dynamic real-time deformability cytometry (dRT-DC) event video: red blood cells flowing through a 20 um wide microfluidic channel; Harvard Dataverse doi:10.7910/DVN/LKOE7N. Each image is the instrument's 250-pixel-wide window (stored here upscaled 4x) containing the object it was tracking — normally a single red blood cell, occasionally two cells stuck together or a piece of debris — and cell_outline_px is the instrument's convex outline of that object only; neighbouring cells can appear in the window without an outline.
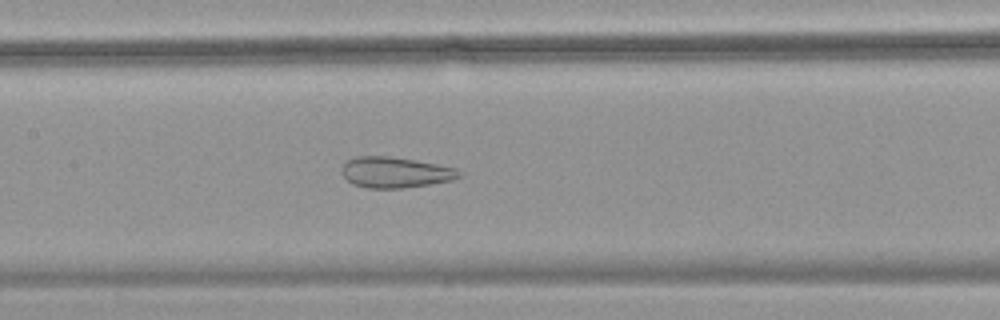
{"species": "common noctule bat (a hibernating species)", "species_latin": "Nyctalus noctula", "temperature_condition": "warm", "stored_images_in_passage": 47, "camera_frame_rate_fps": 3000, "um_per_image_px": 0.085, "animal": {"sex": "female", "body_mass_g": 18.4}, "frame": {"image": 1, "passage_image": 18, "time_ms": 5.667, "image_size_px": [1000, 320], "cell_outline_px": [[460, 176], [452, 180], [428, 184], [400, 188], [368, 188], [352, 184], [340, 172], [340, 168], [348, 160], [356, 156], [388, 156], [436, 164], [456, 168], [460, 172]], "centroid_in_image_um": [33.54, 14.65], "position_along_channel_um": 173.9, "area_um2": 20.81}}
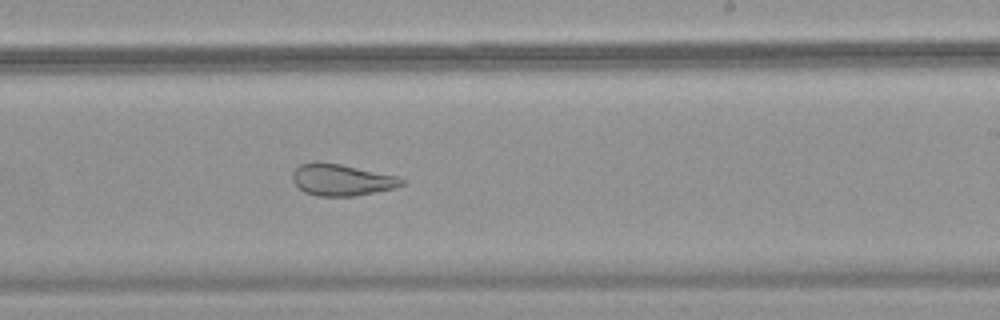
{"frame": {"image": 2, "passage_image": 25, "time_ms": 8.0, "image_size_px": [1000, 320], "cell_outline_px": [[404, 184], [396, 188], [356, 196], [320, 196], [304, 192], [292, 180], [292, 172], [300, 164], [312, 160], [316, 160], [340, 164], [396, 176], [404, 180]], "centroid_in_image_um": [29.0, 15.28], "position_along_channel_um": 260.0, "area_um2": 20.23}}
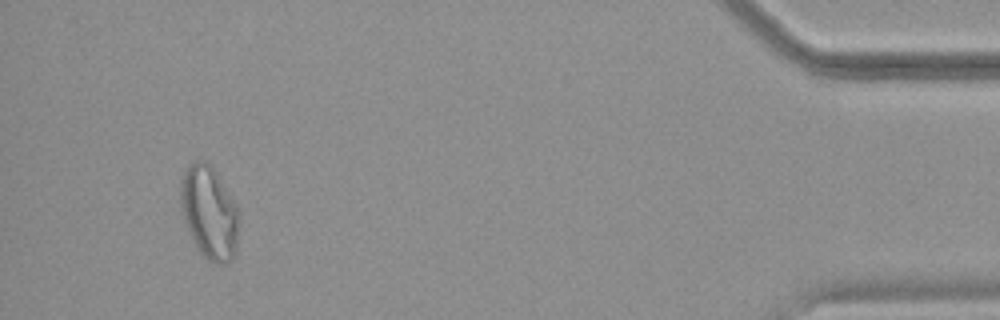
{"frame": {"image": 3, "passage_image": 43, "time_ms": 14.0, "image_size_px": [1000, 320], "cell_outline_px": [[240, 224], [236, 252], [232, 260], [224, 264], [216, 264], [208, 260], [196, 248], [188, 232], [180, 204], [180, 180], [188, 164], [196, 160], [208, 160], [212, 164], [240, 212]], "centroid_in_image_um": [17.8, 18.06], "position_along_channel_um": 417.4, "area_um2": 32.43}}